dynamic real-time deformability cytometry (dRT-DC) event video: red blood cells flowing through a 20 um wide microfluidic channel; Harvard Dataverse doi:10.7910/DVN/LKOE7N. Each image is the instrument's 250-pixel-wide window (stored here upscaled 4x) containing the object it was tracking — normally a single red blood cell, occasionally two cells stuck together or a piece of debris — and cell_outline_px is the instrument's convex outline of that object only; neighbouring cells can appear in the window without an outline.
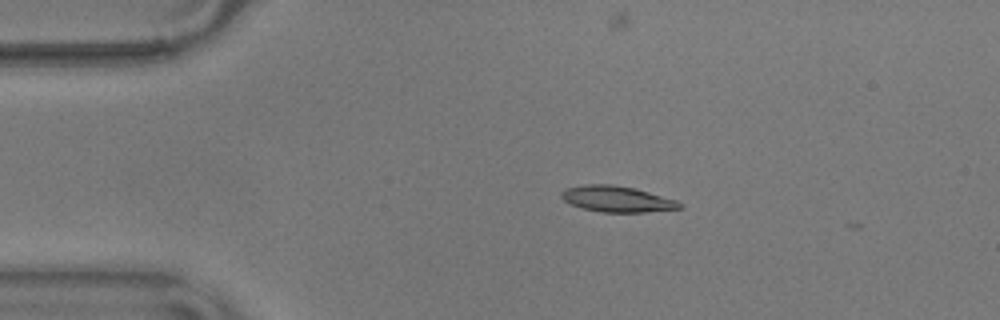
{"species": "common noctule bat (a hibernating species)", "species_latin": "Nyctalus noctula", "temperature_condition": "warm", "stored_images_in_passage": 3, "camera_frame_rate_fps": 3000, "um_per_image_px": 0.085, "animal": {"sex": "male", "body_mass_g": 17.9}, "frame": {"image": 1, "passage_image": 1, "time_ms": 0.0, "image_size_px": [1000, 320], "cell_outline_px": [[684, 208], [644, 212], [600, 212], [580, 208], [568, 204], [560, 196], [564, 188], [588, 184], [612, 184], [636, 188], [676, 200]], "centroid_in_image_um": [52.4, 16.91], "position_along_channel_um": 32.6, "area_um2": 18.03}}